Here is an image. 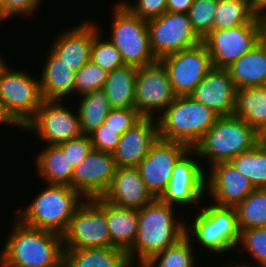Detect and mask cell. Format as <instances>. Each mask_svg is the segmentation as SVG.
Masks as SVG:
<instances>
[{"label": "cell", "mask_w": 266, "mask_h": 267, "mask_svg": "<svg viewBox=\"0 0 266 267\" xmlns=\"http://www.w3.org/2000/svg\"><path fill=\"white\" fill-rule=\"evenodd\" d=\"M150 47L158 60L196 46L202 40L193 31L187 13L165 12L147 21Z\"/></svg>", "instance_id": "5bb4252c"}, {"label": "cell", "mask_w": 266, "mask_h": 267, "mask_svg": "<svg viewBox=\"0 0 266 267\" xmlns=\"http://www.w3.org/2000/svg\"><path fill=\"white\" fill-rule=\"evenodd\" d=\"M35 158L36 174L43 179L42 181L46 184L71 187L74 168L57 145H45Z\"/></svg>", "instance_id": "83f0119b"}, {"label": "cell", "mask_w": 266, "mask_h": 267, "mask_svg": "<svg viewBox=\"0 0 266 267\" xmlns=\"http://www.w3.org/2000/svg\"><path fill=\"white\" fill-rule=\"evenodd\" d=\"M108 73L100 66L88 61L75 73L74 95H84L94 90L103 89Z\"/></svg>", "instance_id": "74e56055"}, {"label": "cell", "mask_w": 266, "mask_h": 267, "mask_svg": "<svg viewBox=\"0 0 266 267\" xmlns=\"http://www.w3.org/2000/svg\"><path fill=\"white\" fill-rule=\"evenodd\" d=\"M142 118L135 108L112 109L104 120V123L108 127L118 130V134L123 135Z\"/></svg>", "instance_id": "b9f144b4"}, {"label": "cell", "mask_w": 266, "mask_h": 267, "mask_svg": "<svg viewBox=\"0 0 266 267\" xmlns=\"http://www.w3.org/2000/svg\"><path fill=\"white\" fill-rule=\"evenodd\" d=\"M259 42L266 49V17H260Z\"/></svg>", "instance_id": "f6af8a7d"}, {"label": "cell", "mask_w": 266, "mask_h": 267, "mask_svg": "<svg viewBox=\"0 0 266 267\" xmlns=\"http://www.w3.org/2000/svg\"><path fill=\"white\" fill-rule=\"evenodd\" d=\"M205 202H202V206L195 211V214L192 212L190 218L185 219V235L191 240L196 251L205 249L208 256L209 253L210 255L213 253L214 256L220 254L222 257L227 256V253L229 255L230 252L234 255L232 251H236L240 238L235 208L220 207L211 202H208L209 205H203Z\"/></svg>", "instance_id": "3957f363"}, {"label": "cell", "mask_w": 266, "mask_h": 267, "mask_svg": "<svg viewBox=\"0 0 266 267\" xmlns=\"http://www.w3.org/2000/svg\"><path fill=\"white\" fill-rule=\"evenodd\" d=\"M194 0H166V11L174 13H188Z\"/></svg>", "instance_id": "ee69618b"}, {"label": "cell", "mask_w": 266, "mask_h": 267, "mask_svg": "<svg viewBox=\"0 0 266 267\" xmlns=\"http://www.w3.org/2000/svg\"><path fill=\"white\" fill-rule=\"evenodd\" d=\"M190 96L219 116H232L236 107L237 87L227 69L214 67Z\"/></svg>", "instance_id": "ffe728a7"}, {"label": "cell", "mask_w": 266, "mask_h": 267, "mask_svg": "<svg viewBox=\"0 0 266 267\" xmlns=\"http://www.w3.org/2000/svg\"><path fill=\"white\" fill-rule=\"evenodd\" d=\"M31 202L13 214L21 223L32 228L63 235L70 219L85 198L66 185L44 184ZM23 208V209H22Z\"/></svg>", "instance_id": "277c9868"}, {"label": "cell", "mask_w": 266, "mask_h": 267, "mask_svg": "<svg viewBox=\"0 0 266 267\" xmlns=\"http://www.w3.org/2000/svg\"><path fill=\"white\" fill-rule=\"evenodd\" d=\"M57 146L67 156L69 164L75 168L91 152L93 146L88 135H81L78 138L71 139L57 144Z\"/></svg>", "instance_id": "60d3db41"}, {"label": "cell", "mask_w": 266, "mask_h": 267, "mask_svg": "<svg viewBox=\"0 0 266 267\" xmlns=\"http://www.w3.org/2000/svg\"><path fill=\"white\" fill-rule=\"evenodd\" d=\"M111 8V32L107 38L120 51L124 64L139 68L157 62L150 47L147 21L131 13L120 0Z\"/></svg>", "instance_id": "ba28073f"}, {"label": "cell", "mask_w": 266, "mask_h": 267, "mask_svg": "<svg viewBox=\"0 0 266 267\" xmlns=\"http://www.w3.org/2000/svg\"><path fill=\"white\" fill-rule=\"evenodd\" d=\"M175 98L168 71L160 60L138 68L134 103L143 118L156 119Z\"/></svg>", "instance_id": "4fadbf2b"}, {"label": "cell", "mask_w": 266, "mask_h": 267, "mask_svg": "<svg viewBox=\"0 0 266 267\" xmlns=\"http://www.w3.org/2000/svg\"><path fill=\"white\" fill-rule=\"evenodd\" d=\"M208 169L206 196L216 206L235 208L255 189L250 180L230 162H220Z\"/></svg>", "instance_id": "ac0fdd59"}, {"label": "cell", "mask_w": 266, "mask_h": 267, "mask_svg": "<svg viewBox=\"0 0 266 267\" xmlns=\"http://www.w3.org/2000/svg\"><path fill=\"white\" fill-rule=\"evenodd\" d=\"M14 218L0 251V266L41 267L64 258L62 236L24 225Z\"/></svg>", "instance_id": "7a4b0ae2"}, {"label": "cell", "mask_w": 266, "mask_h": 267, "mask_svg": "<svg viewBox=\"0 0 266 267\" xmlns=\"http://www.w3.org/2000/svg\"><path fill=\"white\" fill-rule=\"evenodd\" d=\"M230 163L250 180L255 189L266 188V138L234 157Z\"/></svg>", "instance_id": "1f68e13d"}, {"label": "cell", "mask_w": 266, "mask_h": 267, "mask_svg": "<svg viewBox=\"0 0 266 267\" xmlns=\"http://www.w3.org/2000/svg\"><path fill=\"white\" fill-rule=\"evenodd\" d=\"M40 76L44 100H67L74 95L75 71L62 62L50 49L46 52ZM66 98V99H65Z\"/></svg>", "instance_id": "603a6c76"}, {"label": "cell", "mask_w": 266, "mask_h": 267, "mask_svg": "<svg viewBox=\"0 0 266 267\" xmlns=\"http://www.w3.org/2000/svg\"><path fill=\"white\" fill-rule=\"evenodd\" d=\"M220 116L189 96H176L156 118L158 137L193 149Z\"/></svg>", "instance_id": "5b68a950"}, {"label": "cell", "mask_w": 266, "mask_h": 267, "mask_svg": "<svg viewBox=\"0 0 266 267\" xmlns=\"http://www.w3.org/2000/svg\"><path fill=\"white\" fill-rule=\"evenodd\" d=\"M127 267H144L142 263H130Z\"/></svg>", "instance_id": "816d5d0a"}, {"label": "cell", "mask_w": 266, "mask_h": 267, "mask_svg": "<svg viewBox=\"0 0 266 267\" xmlns=\"http://www.w3.org/2000/svg\"><path fill=\"white\" fill-rule=\"evenodd\" d=\"M243 24H260L253 6L245 0H217L213 29H229Z\"/></svg>", "instance_id": "4dcf8cb0"}, {"label": "cell", "mask_w": 266, "mask_h": 267, "mask_svg": "<svg viewBox=\"0 0 266 267\" xmlns=\"http://www.w3.org/2000/svg\"><path fill=\"white\" fill-rule=\"evenodd\" d=\"M189 150L181 143L158 139L137 166L147 189L159 198L167 188L175 164Z\"/></svg>", "instance_id": "2e32d148"}, {"label": "cell", "mask_w": 266, "mask_h": 267, "mask_svg": "<svg viewBox=\"0 0 266 267\" xmlns=\"http://www.w3.org/2000/svg\"><path fill=\"white\" fill-rule=\"evenodd\" d=\"M88 136L93 149L111 154L115 151L121 138L118 130L108 127L104 122Z\"/></svg>", "instance_id": "7bdbcfd3"}, {"label": "cell", "mask_w": 266, "mask_h": 267, "mask_svg": "<svg viewBox=\"0 0 266 267\" xmlns=\"http://www.w3.org/2000/svg\"><path fill=\"white\" fill-rule=\"evenodd\" d=\"M79 98L78 106L75 107L79 113L81 133L89 135L104 122L112 108L103 89L94 90Z\"/></svg>", "instance_id": "f546056e"}, {"label": "cell", "mask_w": 266, "mask_h": 267, "mask_svg": "<svg viewBox=\"0 0 266 267\" xmlns=\"http://www.w3.org/2000/svg\"><path fill=\"white\" fill-rule=\"evenodd\" d=\"M194 248L191 240L185 235L174 245L150 257L142 264L144 267H197Z\"/></svg>", "instance_id": "d6a6232c"}, {"label": "cell", "mask_w": 266, "mask_h": 267, "mask_svg": "<svg viewBox=\"0 0 266 267\" xmlns=\"http://www.w3.org/2000/svg\"><path fill=\"white\" fill-rule=\"evenodd\" d=\"M5 60V57L3 55H0V64Z\"/></svg>", "instance_id": "f5cc1de1"}, {"label": "cell", "mask_w": 266, "mask_h": 267, "mask_svg": "<svg viewBox=\"0 0 266 267\" xmlns=\"http://www.w3.org/2000/svg\"><path fill=\"white\" fill-rule=\"evenodd\" d=\"M227 70L237 89L266 86V49L257 43Z\"/></svg>", "instance_id": "d4e9b609"}, {"label": "cell", "mask_w": 266, "mask_h": 267, "mask_svg": "<svg viewBox=\"0 0 266 267\" xmlns=\"http://www.w3.org/2000/svg\"><path fill=\"white\" fill-rule=\"evenodd\" d=\"M102 198L117 207L137 210L155 199L137 167H117L112 183Z\"/></svg>", "instance_id": "7402d4cb"}, {"label": "cell", "mask_w": 266, "mask_h": 267, "mask_svg": "<svg viewBox=\"0 0 266 267\" xmlns=\"http://www.w3.org/2000/svg\"><path fill=\"white\" fill-rule=\"evenodd\" d=\"M43 0H0V23L15 17L29 18L34 15ZM34 13V14H33ZM25 17V18H24Z\"/></svg>", "instance_id": "f35d334b"}, {"label": "cell", "mask_w": 266, "mask_h": 267, "mask_svg": "<svg viewBox=\"0 0 266 267\" xmlns=\"http://www.w3.org/2000/svg\"><path fill=\"white\" fill-rule=\"evenodd\" d=\"M160 61L168 71L176 96H189L214 68L210 53L202 41L194 47L168 54Z\"/></svg>", "instance_id": "7c38bea8"}, {"label": "cell", "mask_w": 266, "mask_h": 267, "mask_svg": "<svg viewBox=\"0 0 266 267\" xmlns=\"http://www.w3.org/2000/svg\"><path fill=\"white\" fill-rule=\"evenodd\" d=\"M216 8L217 0H194L187 13L193 31L201 40L213 30Z\"/></svg>", "instance_id": "8d00e7d4"}, {"label": "cell", "mask_w": 266, "mask_h": 267, "mask_svg": "<svg viewBox=\"0 0 266 267\" xmlns=\"http://www.w3.org/2000/svg\"><path fill=\"white\" fill-rule=\"evenodd\" d=\"M158 139L157 120L155 118H142L121 135L118 146L112 154L116 166L137 167Z\"/></svg>", "instance_id": "44dd1931"}, {"label": "cell", "mask_w": 266, "mask_h": 267, "mask_svg": "<svg viewBox=\"0 0 266 267\" xmlns=\"http://www.w3.org/2000/svg\"><path fill=\"white\" fill-rule=\"evenodd\" d=\"M86 20L58 32L49 46V49L75 72L90 61L93 38L102 29L97 22Z\"/></svg>", "instance_id": "d6986e66"}, {"label": "cell", "mask_w": 266, "mask_h": 267, "mask_svg": "<svg viewBox=\"0 0 266 267\" xmlns=\"http://www.w3.org/2000/svg\"><path fill=\"white\" fill-rule=\"evenodd\" d=\"M62 241L63 249L111 247L104 210L93 199H85L70 219Z\"/></svg>", "instance_id": "8fae6325"}, {"label": "cell", "mask_w": 266, "mask_h": 267, "mask_svg": "<svg viewBox=\"0 0 266 267\" xmlns=\"http://www.w3.org/2000/svg\"><path fill=\"white\" fill-rule=\"evenodd\" d=\"M66 267H127L128 252L116 247L63 249Z\"/></svg>", "instance_id": "4316f807"}, {"label": "cell", "mask_w": 266, "mask_h": 267, "mask_svg": "<svg viewBox=\"0 0 266 267\" xmlns=\"http://www.w3.org/2000/svg\"><path fill=\"white\" fill-rule=\"evenodd\" d=\"M7 62L0 64V105L7 118L22 129L44 100L40 79L26 69H11Z\"/></svg>", "instance_id": "52a82bcc"}, {"label": "cell", "mask_w": 266, "mask_h": 267, "mask_svg": "<svg viewBox=\"0 0 266 267\" xmlns=\"http://www.w3.org/2000/svg\"><path fill=\"white\" fill-rule=\"evenodd\" d=\"M0 267H21V266H0ZM41 267H66V261L63 258L58 264L55 265H46Z\"/></svg>", "instance_id": "681fc988"}, {"label": "cell", "mask_w": 266, "mask_h": 267, "mask_svg": "<svg viewBox=\"0 0 266 267\" xmlns=\"http://www.w3.org/2000/svg\"><path fill=\"white\" fill-rule=\"evenodd\" d=\"M245 256L252 258L248 262L252 267H266V227H255L247 230H240V238L236 247ZM243 250V251H242Z\"/></svg>", "instance_id": "e575fe53"}, {"label": "cell", "mask_w": 266, "mask_h": 267, "mask_svg": "<svg viewBox=\"0 0 266 267\" xmlns=\"http://www.w3.org/2000/svg\"><path fill=\"white\" fill-rule=\"evenodd\" d=\"M260 24H243L229 29H213L202 42L215 68L227 69L259 43Z\"/></svg>", "instance_id": "9a60e30c"}, {"label": "cell", "mask_w": 266, "mask_h": 267, "mask_svg": "<svg viewBox=\"0 0 266 267\" xmlns=\"http://www.w3.org/2000/svg\"><path fill=\"white\" fill-rule=\"evenodd\" d=\"M259 17H266V0L264 1L261 8L257 11Z\"/></svg>", "instance_id": "f907efd6"}, {"label": "cell", "mask_w": 266, "mask_h": 267, "mask_svg": "<svg viewBox=\"0 0 266 267\" xmlns=\"http://www.w3.org/2000/svg\"><path fill=\"white\" fill-rule=\"evenodd\" d=\"M177 210L159 198L138 209L137 236L127 251L131 263H143L185 236L186 220Z\"/></svg>", "instance_id": "6da1fadb"}, {"label": "cell", "mask_w": 266, "mask_h": 267, "mask_svg": "<svg viewBox=\"0 0 266 267\" xmlns=\"http://www.w3.org/2000/svg\"><path fill=\"white\" fill-rule=\"evenodd\" d=\"M9 125V126H13L14 128L16 127L8 118L7 116L4 114L1 105H0V125Z\"/></svg>", "instance_id": "7dc6e473"}, {"label": "cell", "mask_w": 266, "mask_h": 267, "mask_svg": "<svg viewBox=\"0 0 266 267\" xmlns=\"http://www.w3.org/2000/svg\"><path fill=\"white\" fill-rule=\"evenodd\" d=\"M197 157V153L189 149L175 164L167 188L159 197L162 202L180 210L182 207H192L194 211L200 208L206 197V171Z\"/></svg>", "instance_id": "9c48e42d"}, {"label": "cell", "mask_w": 266, "mask_h": 267, "mask_svg": "<svg viewBox=\"0 0 266 267\" xmlns=\"http://www.w3.org/2000/svg\"><path fill=\"white\" fill-rule=\"evenodd\" d=\"M103 29L93 38L91 46L90 60L107 72L124 66V61L120 51L105 36ZM104 34V36H103Z\"/></svg>", "instance_id": "d590c367"}, {"label": "cell", "mask_w": 266, "mask_h": 267, "mask_svg": "<svg viewBox=\"0 0 266 267\" xmlns=\"http://www.w3.org/2000/svg\"><path fill=\"white\" fill-rule=\"evenodd\" d=\"M116 169L111 153L92 149L74 168L71 188L85 199L102 197L111 185Z\"/></svg>", "instance_id": "e0dca14e"}, {"label": "cell", "mask_w": 266, "mask_h": 267, "mask_svg": "<svg viewBox=\"0 0 266 267\" xmlns=\"http://www.w3.org/2000/svg\"><path fill=\"white\" fill-rule=\"evenodd\" d=\"M251 6H253L257 11L261 8L265 0H245Z\"/></svg>", "instance_id": "c3c4849f"}, {"label": "cell", "mask_w": 266, "mask_h": 267, "mask_svg": "<svg viewBox=\"0 0 266 267\" xmlns=\"http://www.w3.org/2000/svg\"><path fill=\"white\" fill-rule=\"evenodd\" d=\"M138 68L124 65L108 73L103 90L112 109L135 108V88Z\"/></svg>", "instance_id": "f1b7e54d"}, {"label": "cell", "mask_w": 266, "mask_h": 267, "mask_svg": "<svg viewBox=\"0 0 266 267\" xmlns=\"http://www.w3.org/2000/svg\"><path fill=\"white\" fill-rule=\"evenodd\" d=\"M105 212L111 237V247L128 251L136 239L138 232V210L117 207L102 197L93 199Z\"/></svg>", "instance_id": "cb8c5ba5"}, {"label": "cell", "mask_w": 266, "mask_h": 267, "mask_svg": "<svg viewBox=\"0 0 266 267\" xmlns=\"http://www.w3.org/2000/svg\"><path fill=\"white\" fill-rule=\"evenodd\" d=\"M262 139L243 119L234 115L220 116L193 150L199 158L206 160L201 161L206 171L214 164L230 162L237 155L252 149Z\"/></svg>", "instance_id": "8992f818"}, {"label": "cell", "mask_w": 266, "mask_h": 267, "mask_svg": "<svg viewBox=\"0 0 266 267\" xmlns=\"http://www.w3.org/2000/svg\"><path fill=\"white\" fill-rule=\"evenodd\" d=\"M235 117L246 121L266 138V86L237 89Z\"/></svg>", "instance_id": "484cf974"}, {"label": "cell", "mask_w": 266, "mask_h": 267, "mask_svg": "<svg viewBox=\"0 0 266 267\" xmlns=\"http://www.w3.org/2000/svg\"><path fill=\"white\" fill-rule=\"evenodd\" d=\"M235 211L240 230L266 227V188L254 189Z\"/></svg>", "instance_id": "836d02e7"}, {"label": "cell", "mask_w": 266, "mask_h": 267, "mask_svg": "<svg viewBox=\"0 0 266 267\" xmlns=\"http://www.w3.org/2000/svg\"><path fill=\"white\" fill-rule=\"evenodd\" d=\"M236 260H237V258L235 260H231L232 263L227 262L226 265L222 264L223 266L221 265V267H252L249 263H247L248 260L247 261L243 260V262H242V260H239L240 263H239V261L236 262Z\"/></svg>", "instance_id": "bcb514c9"}, {"label": "cell", "mask_w": 266, "mask_h": 267, "mask_svg": "<svg viewBox=\"0 0 266 267\" xmlns=\"http://www.w3.org/2000/svg\"><path fill=\"white\" fill-rule=\"evenodd\" d=\"M120 3L131 13L146 21L160 17L166 12V0H136V2L122 0Z\"/></svg>", "instance_id": "ab89813d"}, {"label": "cell", "mask_w": 266, "mask_h": 267, "mask_svg": "<svg viewBox=\"0 0 266 267\" xmlns=\"http://www.w3.org/2000/svg\"><path fill=\"white\" fill-rule=\"evenodd\" d=\"M65 101L43 100L40 108L24 125L22 131L32 132V135L34 134L46 145H57L80 137L82 133L79 113L77 109L71 110Z\"/></svg>", "instance_id": "30bf717a"}]
</instances>
